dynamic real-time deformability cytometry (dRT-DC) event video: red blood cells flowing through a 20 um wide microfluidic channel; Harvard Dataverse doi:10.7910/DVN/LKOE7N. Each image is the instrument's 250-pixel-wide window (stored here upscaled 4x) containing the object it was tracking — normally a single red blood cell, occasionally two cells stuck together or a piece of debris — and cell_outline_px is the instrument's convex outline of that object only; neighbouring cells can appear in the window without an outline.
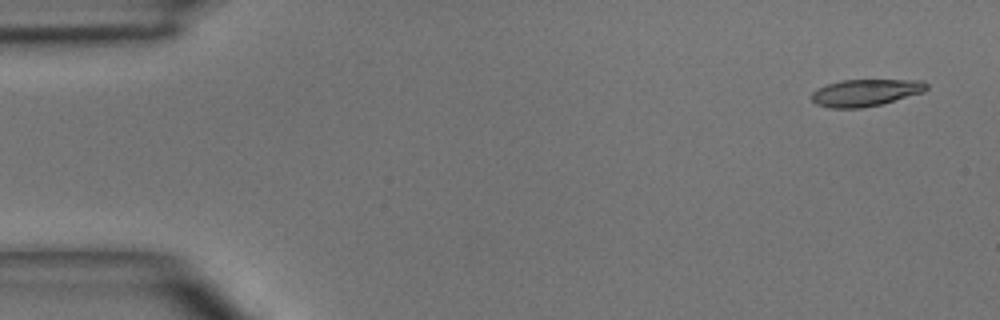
{"species": "common noctule bat (a hibernating species)", "species_latin": "Nyctalus noctula", "temperature_condition": "room temperature", "stored_images_in_passage": 6, "camera_frame_rate_fps": 3000, "um_per_image_px": 0.085, "animal": {"sex": "male", "body_mass_g": 15.6}, "frame": {"image": 1, "passage_image": 1, "time_ms": 0.0, "image_size_px": [1000, 320], "cell_outline_px": [[928, 88], [924, 92], [880, 104], [860, 108], [828, 108], [816, 104], [812, 100], [812, 92], [816, 88], [840, 80], [924, 80], [928, 84]], "centroid_in_image_um": [73.56, 7.87], "position_along_channel_um": 11.4, "area_um2": 18.09}}
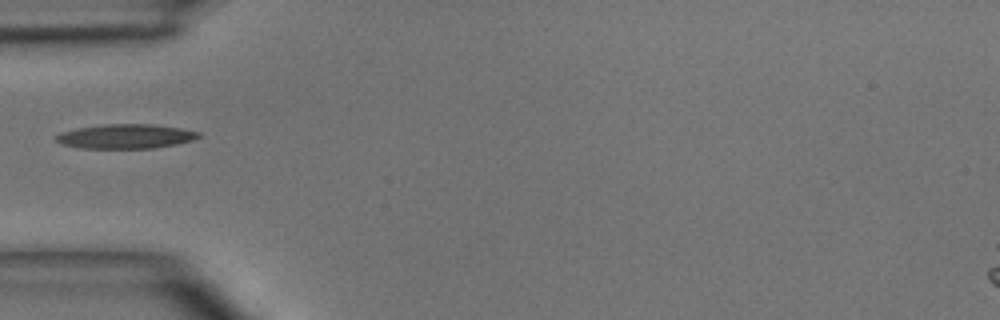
{"frame": {"image": 2, "passage_image": 4, "time_ms": 4.333, "image_size_px": [1000, 320], "cell_outline_px": [[200, 136], [192, 140], [176, 144], [152, 148], [84, 148], [60, 144], [56, 140], [56, 136], [60, 132], [76, 128], [108, 124], [152, 124], [180, 128], [200, 132]], "centroid_in_image_um": [10.67, 11.59], "position_along_channel_um": 74.3, "area_um2": 20.11}}
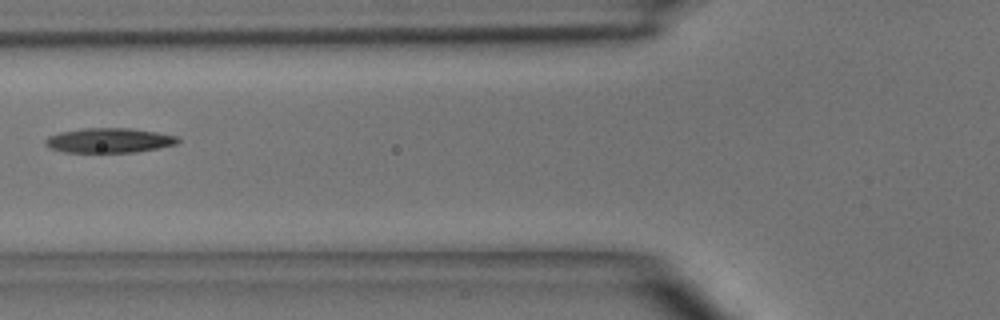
{"frame": {"image": 3, "passage_image": 5, "time_ms": 5.333, "image_size_px": [1000, 320], "cell_outline_px": [[180, 140], [176, 144], [136, 152], [64, 152], [48, 148], [44, 144], [44, 140], [48, 136], [60, 132], [84, 128], [132, 128], [156, 132], [176, 136]], "centroid_in_image_um": [9.22, 11.93], "position_along_channel_um": 116.6, "area_um2": 19.07}}